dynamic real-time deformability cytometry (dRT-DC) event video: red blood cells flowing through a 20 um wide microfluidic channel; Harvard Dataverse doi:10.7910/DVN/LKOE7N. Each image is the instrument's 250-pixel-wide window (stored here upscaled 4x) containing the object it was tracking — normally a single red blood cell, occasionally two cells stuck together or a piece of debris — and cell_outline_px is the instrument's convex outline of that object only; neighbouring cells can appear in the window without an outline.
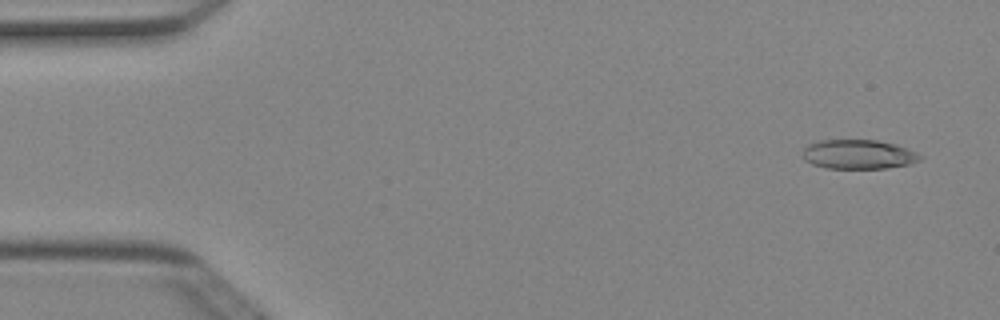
{"species": "Egyptian fruit bat (a non-hibernating species)", "species_latin": "Rousettus aegyptiacus", "temperature_condition": "cold", "stored_images_in_passage": 4, "camera_frame_rate_fps": 3000, "um_per_image_px": 0.085, "animal": {"sex": "female"}, "frame": {"image": 1, "passage_image": 1, "time_ms": 0.0, "image_size_px": [1000, 320], "cell_outline_px": [[924, 156], [920, 160], [912, 164], [888, 168], [828, 168], [812, 164], [804, 160], [804, 148], [808, 144], [820, 140], [876, 140], [896, 144], [908, 148]], "centroid_in_image_um": [73.02, 13.12], "position_along_channel_um": 12.0, "area_um2": 20.17}}
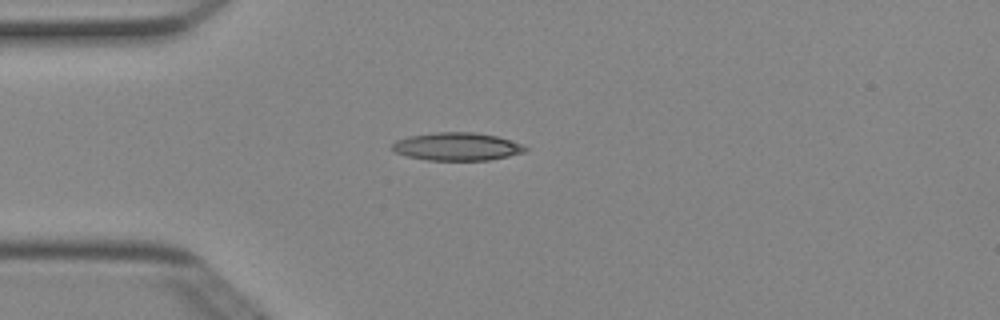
{"frame": {"image": 2, "passage_image": 4, "time_ms": 1.0, "image_size_px": [1000, 320], "cell_outline_px": [[528, 148], [524, 152], [508, 156], [488, 160], [428, 160], [408, 156], [396, 152], [392, 148], [392, 144], [396, 140], [408, 136], [436, 132], [476, 132], [496, 136], [520, 144]], "centroid_in_image_um": [38.82, 12.45], "position_along_channel_um": 46.2, "area_um2": 21.44}}